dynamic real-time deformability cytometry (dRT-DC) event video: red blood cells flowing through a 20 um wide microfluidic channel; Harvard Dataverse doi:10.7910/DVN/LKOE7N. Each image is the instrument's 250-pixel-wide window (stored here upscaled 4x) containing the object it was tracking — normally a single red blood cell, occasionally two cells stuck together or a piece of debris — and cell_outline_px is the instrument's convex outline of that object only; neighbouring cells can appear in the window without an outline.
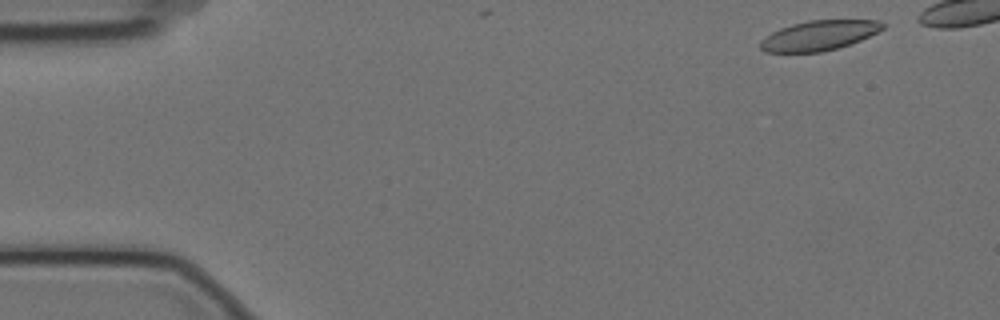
{"species": "Egyptian fruit bat (a non-hibernating species)", "species_latin": "Rousettus aegyptiacus", "temperature_condition": "cold", "stored_images_in_passage": 9, "camera_frame_rate_fps": 3000, "um_per_image_px": 0.085, "animal": {"sex": "female"}, "frame": {"image": 1, "passage_image": 1, "time_ms": 0.0, "image_size_px": [1000, 320], "cell_outline_px": [[884, 28], [860, 40], [836, 48], [820, 52], [764, 52], [760, 48], [760, 40], [764, 36], [780, 28], [792, 24], [808, 20], [880, 20], [884, 24]], "centroid_in_image_um": [69.57, 3.01], "position_along_channel_um": 15.4, "area_um2": 21.15}}
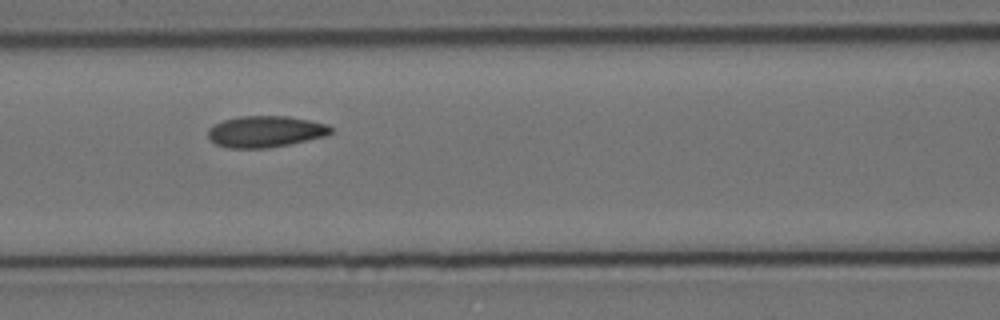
{"frame": {"image": 2, "passage_image": 7, "time_ms": 2.0, "image_size_px": [1000, 320], "cell_outline_px": [[332, 132], [328, 136], [268, 148], [228, 148], [216, 144], [208, 136], [208, 128], [224, 120], [240, 116], [288, 116], [328, 124], [332, 128]], "centroid_in_image_um": [22.59, 11.18], "position_along_channel_um": 144.0, "area_um2": 22.43}}
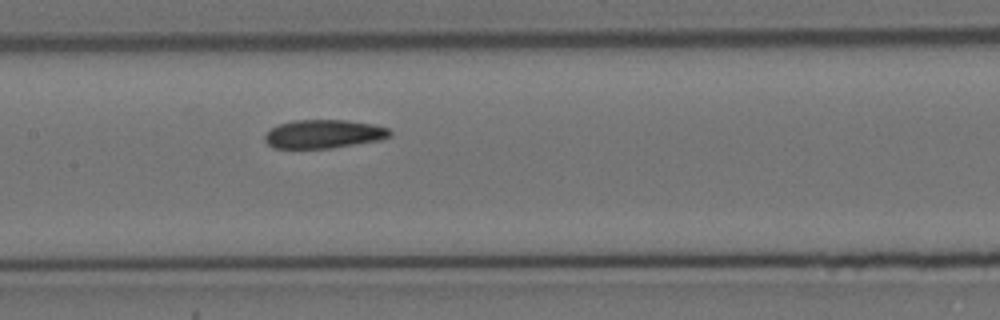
{"frame": {"image": 3, "passage_image": 9, "time_ms": 2.667, "image_size_px": [1000, 320], "cell_outline_px": [[392, 136], [380, 140], [332, 148], [272, 148], [264, 140], [264, 136], [272, 128], [280, 124], [296, 120], [344, 120], [372, 124], [388, 128], [392, 132]], "centroid_in_image_um": [27.53, 11.4], "position_along_channel_um": 179.9, "area_um2": 20.75}}